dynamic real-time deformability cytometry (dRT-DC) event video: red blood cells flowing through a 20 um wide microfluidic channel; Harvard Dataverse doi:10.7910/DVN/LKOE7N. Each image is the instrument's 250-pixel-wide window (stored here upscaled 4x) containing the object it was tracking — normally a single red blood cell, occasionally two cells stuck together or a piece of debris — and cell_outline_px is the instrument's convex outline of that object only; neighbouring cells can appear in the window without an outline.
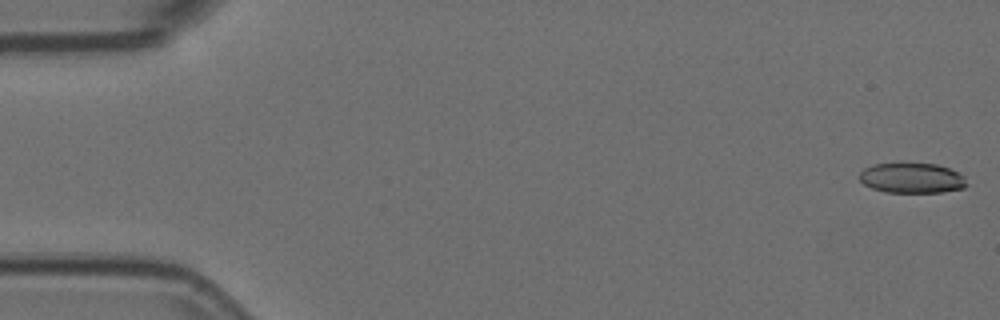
{"species": "Egyptian fruit bat (a non-hibernating species)", "species_latin": "Rousettus aegyptiacus", "temperature_condition": "room temperature", "stored_images_in_passage": 47, "camera_frame_rate_fps": 3000, "um_per_image_px": 0.085, "animal": {"sex": "female"}, "frame": {"image": 1, "passage_image": 1, "time_ms": 0.0, "image_size_px": [1000, 320], "cell_outline_px": [[968, 184], [964, 188], [940, 192], [884, 192], [872, 188], [864, 184], [860, 180], [860, 172], [864, 168], [872, 164], [936, 164], [960, 172], [964, 176]], "centroid_in_image_um": [77.53, 15.14], "position_along_channel_um": 7.5, "area_um2": 18.79}}
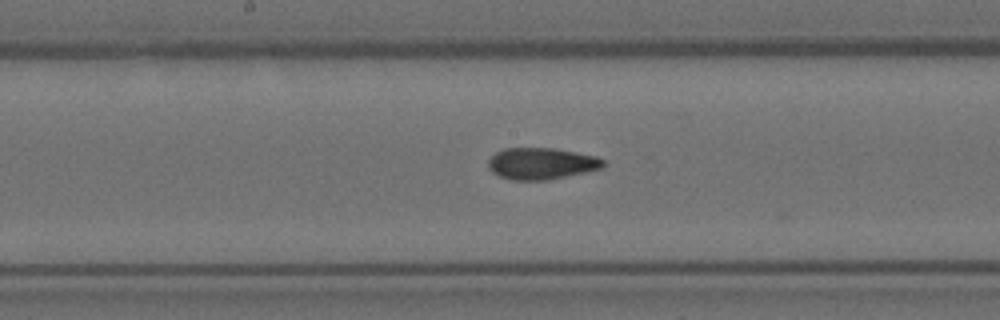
{"frame": {"image": 2, "passage_image": 28, "time_ms": 9.0, "image_size_px": [1000, 320], "cell_outline_px": [[604, 168], [548, 180], [512, 180], [500, 176], [492, 172], [488, 168], [488, 160], [496, 152], [504, 148], [552, 148], [596, 156], [604, 160]], "centroid_in_image_um": [46.01, 13.9], "position_along_channel_um": 202.2, "area_um2": 21.15}}
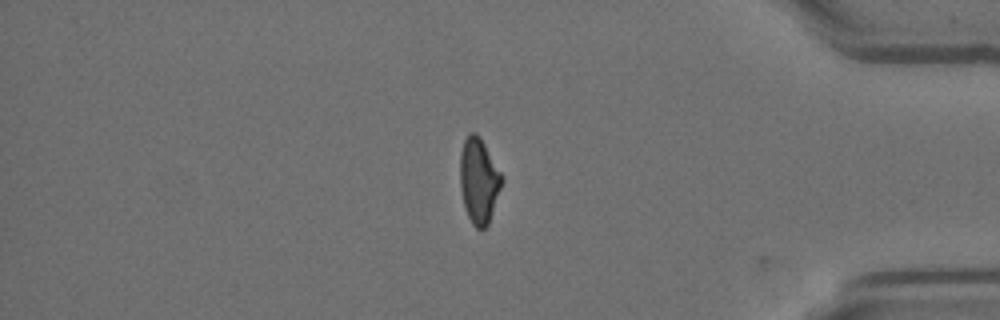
{"frame": {"image": 3, "passage_image": 46, "time_ms": 15.0, "image_size_px": [1000, 320], "cell_outline_px": [[504, 180], [488, 224], [484, 228], [476, 228], [472, 224], [468, 216], [464, 204], [460, 188], [460, 152], [464, 140], [468, 132], [476, 132], [480, 136], [504, 176]], "centroid_in_image_um": [40.71, 15.31], "position_along_channel_um": 394.5, "area_um2": 20.98}, "authors_computed_cell_mechanics": {"area_um2": 20.9814, "velocity_mm_per_s": 3.7178, "shape_relaxation_time_tau1_ms": null, "shape_relaxation_time_tau2_ms": 2.6801, "deformation_change_tau1": null, "deformation_change_tau2": 0.0905}}